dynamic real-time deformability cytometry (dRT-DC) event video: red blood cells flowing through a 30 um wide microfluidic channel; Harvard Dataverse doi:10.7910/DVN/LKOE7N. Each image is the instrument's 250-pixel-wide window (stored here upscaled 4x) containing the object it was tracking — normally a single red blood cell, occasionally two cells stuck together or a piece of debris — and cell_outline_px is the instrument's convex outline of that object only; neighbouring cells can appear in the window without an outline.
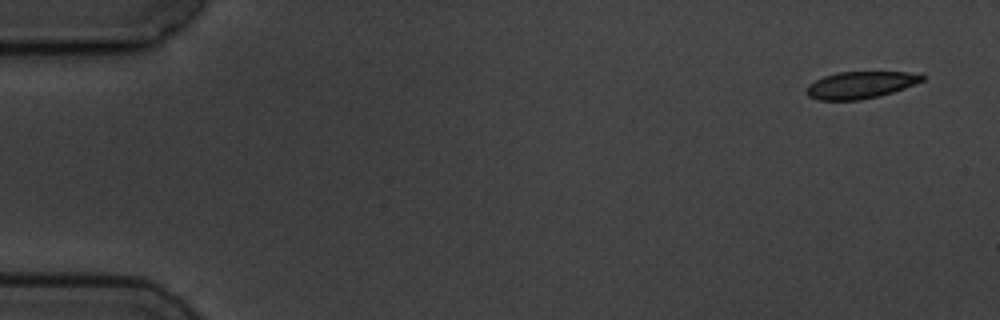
{"species": "common noctule bat (a hibernating species)", "species_latin": "Nyctalus noctula", "temperature_condition": "cold", "stored_images_in_passage": 5, "camera_frame_rate_fps": 3000, "um_per_image_px": 0.085, "animal": {"sex": "male", "body_mass_g": 19.5, "forearm_length_mm": 54.6}, "frame": {"image": 1, "passage_image": 1, "time_ms": 0.0, "image_size_px": [1000, 320], "cell_outline_px": [[924, 80], [904, 88], [880, 96], [860, 100], [820, 100], [808, 96], [804, 92], [808, 84], [824, 76], [836, 72], [908, 72], [924, 76]], "centroid_in_image_um": [73.08, 7.23], "position_along_channel_um": 11.9, "area_um2": 18.15}}
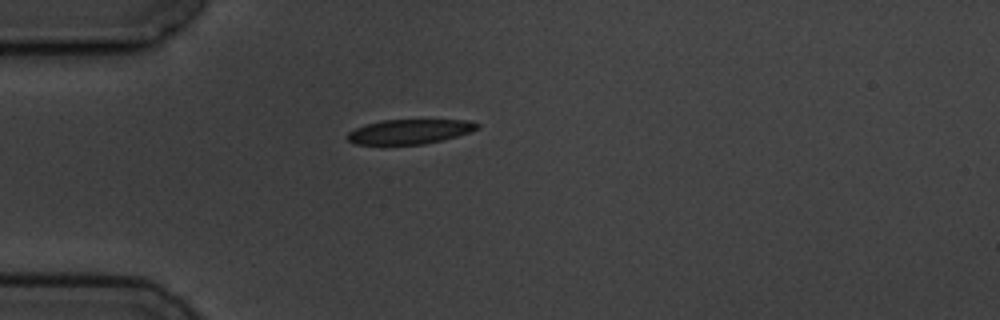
{"frame": {"image": 2, "passage_image": 5, "time_ms": 4.333, "image_size_px": [1000, 320], "cell_outline_px": [[480, 128], [444, 140], [424, 144], [384, 148], [352, 144], [348, 140], [348, 132], [356, 128], [368, 124], [384, 120], [468, 120], [480, 124]], "centroid_in_image_um": [34.74, 11.25], "position_along_channel_um": 50.3, "area_um2": 19.48}}